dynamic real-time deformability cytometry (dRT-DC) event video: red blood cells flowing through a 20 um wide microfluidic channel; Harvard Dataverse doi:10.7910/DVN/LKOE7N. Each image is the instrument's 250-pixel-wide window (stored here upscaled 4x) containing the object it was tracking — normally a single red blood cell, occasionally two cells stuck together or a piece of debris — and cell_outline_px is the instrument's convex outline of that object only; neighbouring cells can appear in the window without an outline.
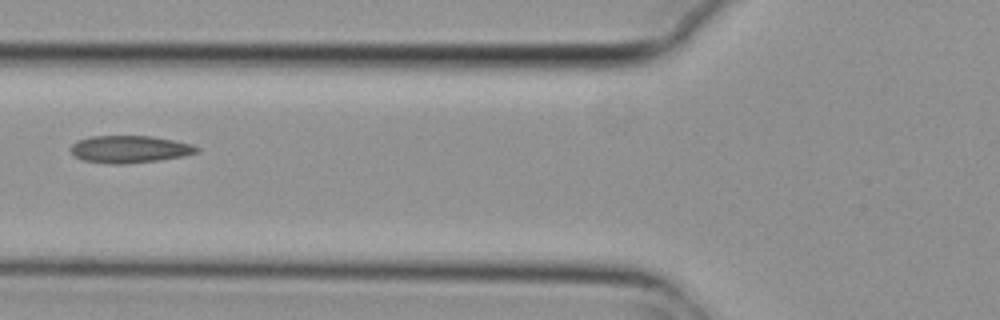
{"species": "common noctule bat (a hibernating species)", "species_latin": "Nyctalus noctula", "temperature_condition": "cold", "stored_images_in_passage": 4, "camera_frame_rate_fps": 3000, "um_per_image_px": 0.085, "animal": {"sex": "female", "body_mass_g": 29.2, "forearm_length_mm": 56.3}, "frame": {"image": 1, "passage_image": 4, "time_ms": 1.0, "image_size_px": [1000, 320], "cell_outline_px": [[200, 152], [184, 156], [160, 160], [124, 164], [112, 164], [84, 160], [76, 156], [68, 148], [76, 140], [92, 136], [152, 136], [192, 144], [200, 148]], "centroid_in_image_um": [11.04, 12.68], "position_along_channel_um": 114.8, "area_um2": 20.11}}